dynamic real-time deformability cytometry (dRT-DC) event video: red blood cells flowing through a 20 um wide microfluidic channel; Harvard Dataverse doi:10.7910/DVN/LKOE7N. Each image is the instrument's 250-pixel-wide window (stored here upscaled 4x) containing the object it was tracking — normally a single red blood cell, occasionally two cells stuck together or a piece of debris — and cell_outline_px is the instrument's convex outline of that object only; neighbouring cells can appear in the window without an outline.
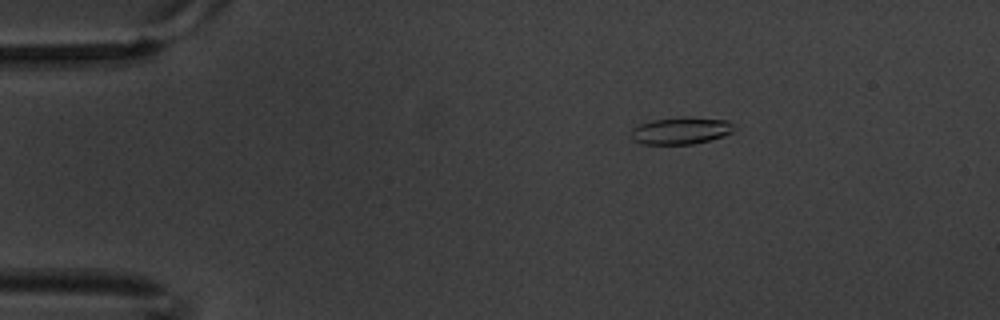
{"species": "common noctule bat (a hibernating species)", "species_latin": "Nyctalus noctula", "temperature_condition": "warm", "stored_images_in_passage": 9, "camera_frame_rate_fps": 3000, "um_per_image_px": 0.085, "animal": {"sex": "male", "body_mass_g": 20.1, "forearm_length_mm": 53.5}, "frame": {"image": 1, "passage_image": 1, "time_ms": 0.0, "image_size_px": [1000, 320], "cell_outline_px": [[736, 128], [732, 132], [724, 136], [692, 144], [644, 144], [632, 140], [632, 128], [640, 124], [652, 120], [728, 120]], "centroid_in_image_um": [57.85, 11.17], "position_along_channel_um": 27.2, "area_um2": 15.2}}
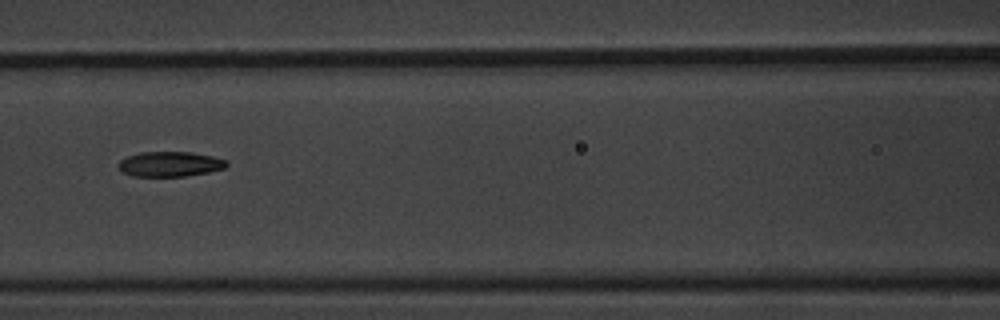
{"frame": {"image": 2, "passage_image": 6, "time_ms": 1.667, "image_size_px": [1000, 320], "cell_outline_px": [[228, 164], [224, 168], [208, 172], [184, 176], [132, 176], [124, 172], [116, 164], [120, 160], [128, 156], [140, 152], [192, 152], [212, 156], [228, 160]], "centroid_in_image_um": [14.45, 13.94], "position_along_channel_um": 152.1, "area_um2": 15.72}}
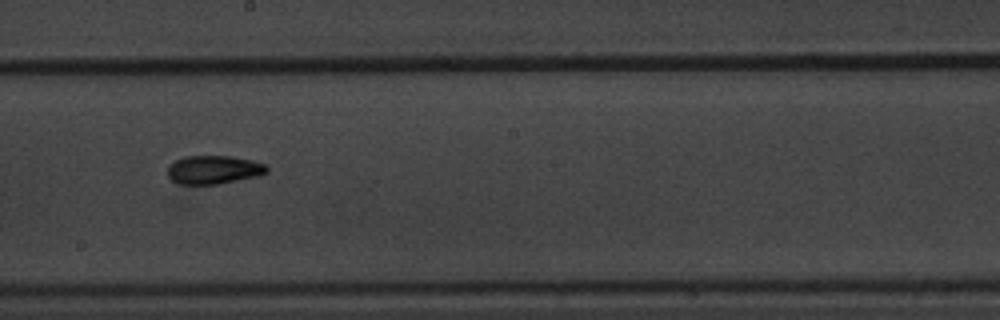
{"frame": {"image": 3, "passage_image": 8, "time_ms": 2.333, "image_size_px": [1000, 320], "cell_outline_px": [[268, 172], [260, 176], [216, 184], [180, 184], [172, 180], [168, 176], [168, 168], [176, 160], [184, 156], [232, 156], [252, 160], [264, 164], [268, 168]], "centroid_in_image_um": [18.19, 14.42], "position_along_channel_um": 230.0, "area_um2": 16.42}}